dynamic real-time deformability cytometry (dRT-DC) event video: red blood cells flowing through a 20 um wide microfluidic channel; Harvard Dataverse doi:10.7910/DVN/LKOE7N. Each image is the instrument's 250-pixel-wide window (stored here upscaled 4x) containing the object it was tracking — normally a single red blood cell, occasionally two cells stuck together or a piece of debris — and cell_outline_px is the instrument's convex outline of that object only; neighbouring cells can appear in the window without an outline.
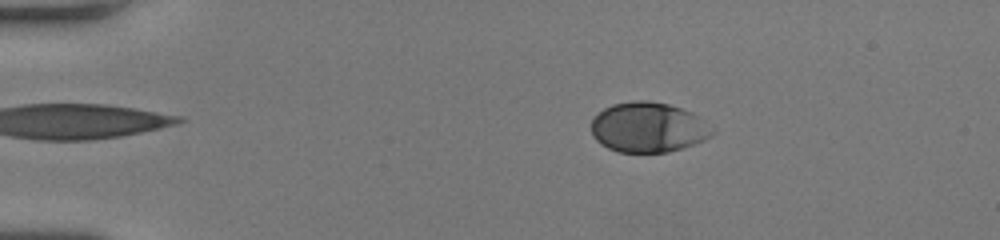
{"species": "human", "species_latin": "Homo sapiens", "temperature_condition": "room temperature", "stored_images_in_passage": 52, "camera_frame_rate_fps": 3000, "um_per_image_px": 0.085, "donor": {"sex": "female"}, "frame": {"image": 1, "passage_image": 10, "time_ms": 3.0, "image_size_px": [1000, 240], "cell_outline_px": [[716, 132], [712, 136], [704, 140], [668, 152], [620, 152], [608, 148], [600, 144], [592, 136], [592, 120], [604, 108], [612, 104], [636, 100], [648, 100], [668, 104], [692, 112], [700, 116], [716, 128]], "centroid_in_image_um": [55.14, 10.82], "position_along_channel_um": 29.9, "area_um2": 35.55}}
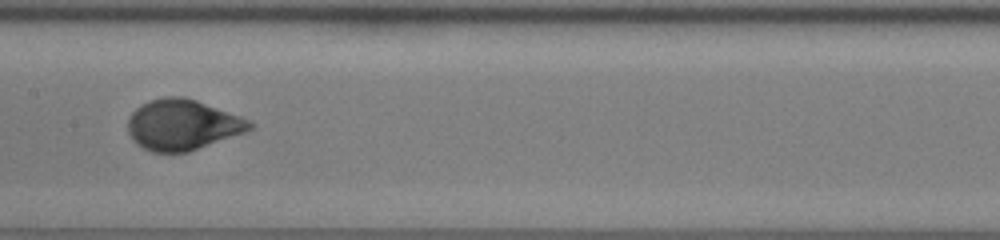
{"frame": {"image": 2, "passage_image": 28, "time_ms": 9.0, "image_size_px": [1000, 240], "cell_outline_px": [[256, 124], [252, 128], [244, 132], [188, 152], [152, 152], [136, 144], [132, 140], [128, 132], [128, 116], [140, 104], [148, 100], [164, 96], [184, 96], [196, 100], [240, 116]], "centroid_in_image_um": [15.47, 10.59], "position_along_channel_um": 191.9, "area_um2": 35.95}}
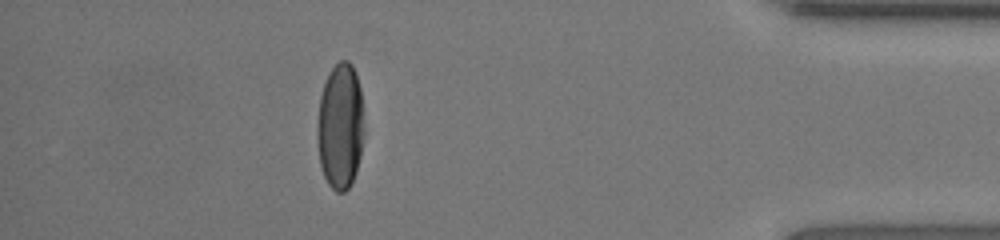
{"frame": {"image": 3, "passage_image": 47, "time_ms": 15.333, "image_size_px": [1000, 240], "cell_outline_px": [[364, 132], [360, 156], [356, 172], [348, 188], [344, 192], [336, 192], [328, 184], [324, 176], [320, 164], [316, 136], [316, 124], [320, 96], [328, 72], [340, 60], [348, 60], [352, 64], [356, 72], [360, 88]], "centroid_in_image_um": [28.91, 10.72], "position_along_channel_um": 406.3, "area_um2": 34.74}, "authors_computed_cell_mechanics": {"area_um2": 35.7493, "velocity_mm_per_s": 4.0296, "shape_relaxation_time_tau1_ms": 3.9211, "shape_relaxation_time_tau2_ms": null, "deformation_change_tau1": 0.203, "deformation_change_tau2": null}}